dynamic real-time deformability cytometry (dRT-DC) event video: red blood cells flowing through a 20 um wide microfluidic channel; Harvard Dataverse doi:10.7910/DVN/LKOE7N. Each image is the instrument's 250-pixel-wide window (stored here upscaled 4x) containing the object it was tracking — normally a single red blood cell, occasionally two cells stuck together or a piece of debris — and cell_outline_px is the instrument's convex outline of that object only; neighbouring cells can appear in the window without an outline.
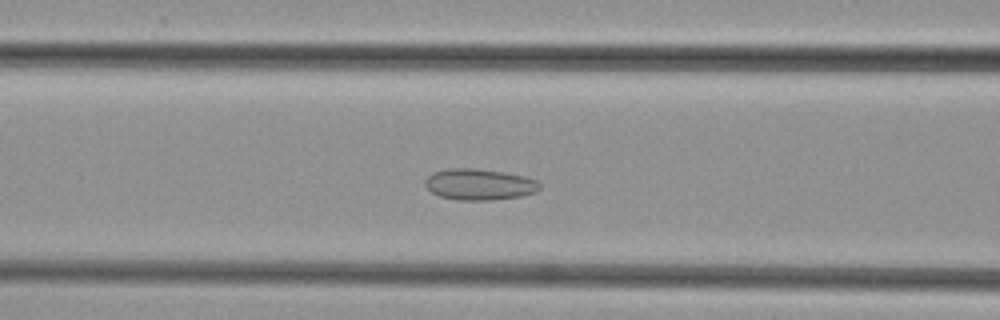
{"species": "common noctule bat (a hibernating species)", "species_latin": "Nyctalus noctula", "temperature_condition": "cold", "stored_images_in_passage": 44, "camera_frame_rate_fps": 3000, "um_per_image_px": 0.085, "animal": {"sex": "female", "body_mass_g": 29.2, "forearm_length_mm": 56.3}, "frame": {"image": 1, "passage_image": 15, "time_ms": 4.667, "image_size_px": [1000, 320], "cell_outline_px": [[540, 188], [536, 192], [520, 196], [492, 200], [456, 200], [440, 196], [432, 192], [424, 184], [424, 180], [432, 172], [448, 168], [472, 168], [504, 172], [524, 176], [536, 180], [540, 184]], "centroid_in_image_um": [40.72, 15.67], "position_along_channel_um": 125.9, "area_um2": 20.87}}
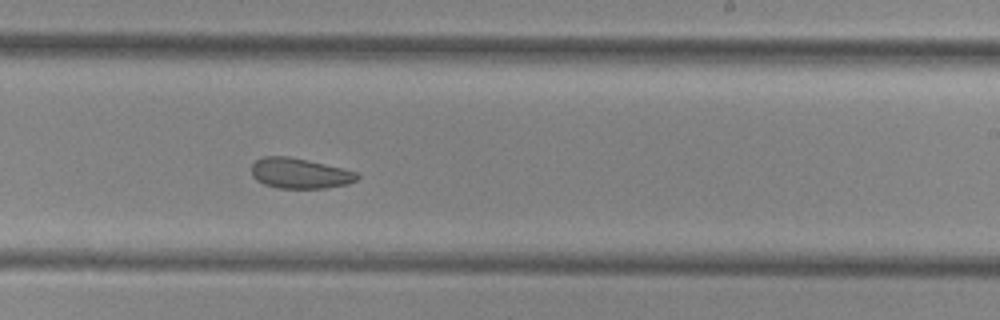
{"frame": {"image": 2, "passage_image": 25, "time_ms": 8.0, "image_size_px": [1000, 320], "cell_outline_px": [[360, 176], [356, 180], [348, 184], [324, 188], [276, 188], [264, 184], [256, 180], [252, 176], [252, 164], [256, 160], [264, 156], [288, 156], [344, 168], [356, 172]], "centroid_in_image_um": [25.47, 14.73], "position_along_channel_um": 263.5, "area_um2": 18.73}}
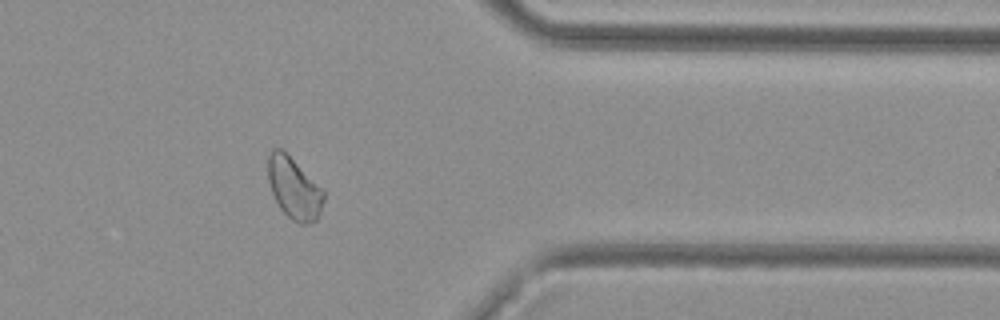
{"frame": {"image": 3, "passage_image": 35, "time_ms": 11.333, "image_size_px": [1000, 320], "cell_outline_px": [[324, 200], [320, 212], [316, 220], [308, 224], [300, 224], [292, 220], [280, 208], [272, 192], [268, 180], [268, 156], [272, 148], [284, 148], [324, 188]], "centroid_in_image_um": [25.01, 15.94], "position_along_channel_um": 386.4, "area_um2": 20.52}}